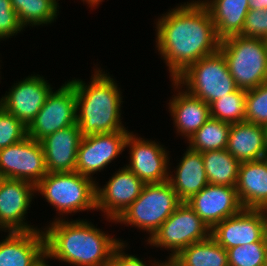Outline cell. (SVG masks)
Wrapping results in <instances>:
<instances>
[{
  "label": "cell",
  "instance_id": "1",
  "mask_svg": "<svg viewBox=\"0 0 267 266\" xmlns=\"http://www.w3.org/2000/svg\"><path fill=\"white\" fill-rule=\"evenodd\" d=\"M156 23V48L172 81L191 64L219 50L221 40L209 11L200 1L169 10Z\"/></svg>",
  "mask_w": 267,
  "mask_h": 266
},
{
  "label": "cell",
  "instance_id": "2",
  "mask_svg": "<svg viewBox=\"0 0 267 266\" xmlns=\"http://www.w3.org/2000/svg\"><path fill=\"white\" fill-rule=\"evenodd\" d=\"M45 229L46 258L74 266H109L122 243L82 219L68 222L58 217Z\"/></svg>",
  "mask_w": 267,
  "mask_h": 266
},
{
  "label": "cell",
  "instance_id": "3",
  "mask_svg": "<svg viewBox=\"0 0 267 266\" xmlns=\"http://www.w3.org/2000/svg\"><path fill=\"white\" fill-rule=\"evenodd\" d=\"M88 85L81 79L71 82L76 91V123L82 136L128 131L121 122L120 88L111 76L98 68Z\"/></svg>",
  "mask_w": 267,
  "mask_h": 266
},
{
  "label": "cell",
  "instance_id": "4",
  "mask_svg": "<svg viewBox=\"0 0 267 266\" xmlns=\"http://www.w3.org/2000/svg\"><path fill=\"white\" fill-rule=\"evenodd\" d=\"M219 50L238 89L248 91L267 82L266 40L235 35L221 40Z\"/></svg>",
  "mask_w": 267,
  "mask_h": 266
},
{
  "label": "cell",
  "instance_id": "5",
  "mask_svg": "<svg viewBox=\"0 0 267 266\" xmlns=\"http://www.w3.org/2000/svg\"><path fill=\"white\" fill-rule=\"evenodd\" d=\"M74 172H48L35 186L59 214L96 210V182Z\"/></svg>",
  "mask_w": 267,
  "mask_h": 266
},
{
  "label": "cell",
  "instance_id": "6",
  "mask_svg": "<svg viewBox=\"0 0 267 266\" xmlns=\"http://www.w3.org/2000/svg\"><path fill=\"white\" fill-rule=\"evenodd\" d=\"M174 81L208 105L238 89L220 50L188 66Z\"/></svg>",
  "mask_w": 267,
  "mask_h": 266
},
{
  "label": "cell",
  "instance_id": "7",
  "mask_svg": "<svg viewBox=\"0 0 267 266\" xmlns=\"http://www.w3.org/2000/svg\"><path fill=\"white\" fill-rule=\"evenodd\" d=\"M180 203L169 181L145 184L139 197L115 222L133 225L152 236Z\"/></svg>",
  "mask_w": 267,
  "mask_h": 266
},
{
  "label": "cell",
  "instance_id": "8",
  "mask_svg": "<svg viewBox=\"0 0 267 266\" xmlns=\"http://www.w3.org/2000/svg\"><path fill=\"white\" fill-rule=\"evenodd\" d=\"M210 236L208 225L186 202H181L147 241L155 247L169 249L172 252L169 258H174L182 249Z\"/></svg>",
  "mask_w": 267,
  "mask_h": 266
},
{
  "label": "cell",
  "instance_id": "9",
  "mask_svg": "<svg viewBox=\"0 0 267 266\" xmlns=\"http://www.w3.org/2000/svg\"><path fill=\"white\" fill-rule=\"evenodd\" d=\"M76 91L71 81L48 94L44 105L27 127V136L40 141L45 136L76 124Z\"/></svg>",
  "mask_w": 267,
  "mask_h": 266
},
{
  "label": "cell",
  "instance_id": "10",
  "mask_svg": "<svg viewBox=\"0 0 267 266\" xmlns=\"http://www.w3.org/2000/svg\"><path fill=\"white\" fill-rule=\"evenodd\" d=\"M48 174L40 141L28 136L0 149V177L18 179L35 186Z\"/></svg>",
  "mask_w": 267,
  "mask_h": 266
},
{
  "label": "cell",
  "instance_id": "11",
  "mask_svg": "<svg viewBox=\"0 0 267 266\" xmlns=\"http://www.w3.org/2000/svg\"><path fill=\"white\" fill-rule=\"evenodd\" d=\"M267 210L243 209L211 229V237L224 249L267 241Z\"/></svg>",
  "mask_w": 267,
  "mask_h": 266
},
{
  "label": "cell",
  "instance_id": "12",
  "mask_svg": "<svg viewBox=\"0 0 267 266\" xmlns=\"http://www.w3.org/2000/svg\"><path fill=\"white\" fill-rule=\"evenodd\" d=\"M129 131L83 136L77 151L75 171L91 177L124 151Z\"/></svg>",
  "mask_w": 267,
  "mask_h": 266
},
{
  "label": "cell",
  "instance_id": "13",
  "mask_svg": "<svg viewBox=\"0 0 267 266\" xmlns=\"http://www.w3.org/2000/svg\"><path fill=\"white\" fill-rule=\"evenodd\" d=\"M34 193L36 191L33 183L0 177V230L8 232L40 230L24 222Z\"/></svg>",
  "mask_w": 267,
  "mask_h": 266
},
{
  "label": "cell",
  "instance_id": "14",
  "mask_svg": "<svg viewBox=\"0 0 267 266\" xmlns=\"http://www.w3.org/2000/svg\"><path fill=\"white\" fill-rule=\"evenodd\" d=\"M145 183L126 166L114 173L108 183L96 184V209L102 210L109 221H116L139 197Z\"/></svg>",
  "mask_w": 267,
  "mask_h": 266
},
{
  "label": "cell",
  "instance_id": "15",
  "mask_svg": "<svg viewBox=\"0 0 267 266\" xmlns=\"http://www.w3.org/2000/svg\"><path fill=\"white\" fill-rule=\"evenodd\" d=\"M125 147H129L130 164L126 167L145 184L163 183L169 180L168 152L155 141L138 138L129 133Z\"/></svg>",
  "mask_w": 267,
  "mask_h": 266
},
{
  "label": "cell",
  "instance_id": "16",
  "mask_svg": "<svg viewBox=\"0 0 267 266\" xmlns=\"http://www.w3.org/2000/svg\"><path fill=\"white\" fill-rule=\"evenodd\" d=\"M43 78L35 74L28 76L15 83L8 94L0 99V106L26 127L34 120L53 89Z\"/></svg>",
  "mask_w": 267,
  "mask_h": 266
},
{
  "label": "cell",
  "instance_id": "17",
  "mask_svg": "<svg viewBox=\"0 0 267 266\" xmlns=\"http://www.w3.org/2000/svg\"><path fill=\"white\" fill-rule=\"evenodd\" d=\"M186 203L210 229L244 209L236 187L210 183L199 193L193 195Z\"/></svg>",
  "mask_w": 267,
  "mask_h": 266
},
{
  "label": "cell",
  "instance_id": "18",
  "mask_svg": "<svg viewBox=\"0 0 267 266\" xmlns=\"http://www.w3.org/2000/svg\"><path fill=\"white\" fill-rule=\"evenodd\" d=\"M8 234L0 241V266H42L46 262L43 230Z\"/></svg>",
  "mask_w": 267,
  "mask_h": 266
},
{
  "label": "cell",
  "instance_id": "19",
  "mask_svg": "<svg viewBox=\"0 0 267 266\" xmlns=\"http://www.w3.org/2000/svg\"><path fill=\"white\" fill-rule=\"evenodd\" d=\"M82 137L76 123L41 139L47 171L74 172Z\"/></svg>",
  "mask_w": 267,
  "mask_h": 266
},
{
  "label": "cell",
  "instance_id": "20",
  "mask_svg": "<svg viewBox=\"0 0 267 266\" xmlns=\"http://www.w3.org/2000/svg\"><path fill=\"white\" fill-rule=\"evenodd\" d=\"M178 89L177 95L169 101V111L173 117L178 134L187 137V140L197 132L210 118V106L203 100L180 91V85L173 80Z\"/></svg>",
  "mask_w": 267,
  "mask_h": 266
},
{
  "label": "cell",
  "instance_id": "21",
  "mask_svg": "<svg viewBox=\"0 0 267 266\" xmlns=\"http://www.w3.org/2000/svg\"><path fill=\"white\" fill-rule=\"evenodd\" d=\"M236 191L244 209L267 210V158L240 163Z\"/></svg>",
  "mask_w": 267,
  "mask_h": 266
},
{
  "label": "cell",
  "instance_id": "22",
  "mask_svg": "<svg viewBox=\"0 0 267 266\" xmlns=\"http://www.w3.org/2000/svg\"><path fill=\"white\" fill-rule=\"evenodd\" d=\"M226 150L240 163L266 158L264 126L247 121L231 124Z\"/></svg>",
  "mask_w": 267,
  "mask_h": 266
},
{
  "label": "cell",
  "instance_id": "23",
  "mask_svg": "<svg viewBox=\"0 0 267 266\" xmlns=\"http://www.w3.org/2000/svg\"><path fill=\"white\" fill-rule=\"evenodd\" d=\"M175 170V176L169 174L168 181L181 202L188 201L209 184L205 173L203 156L199 151L188 147Z\"/></svg>",
  "mask_w": 267,
  "mask_h": 266
},
{
  "label": "cell",
  "instance_id": "24",
  "mask_svg": "<svg viewBox=\"0 0 267 266\" xmlns=\"http://www.w3.org/2000/svg\"><path fill=\"white\" fill-rule=\"evenodd\" d=\"M209 11L220 40L240 35L248 11L249 0H204L200 1Z\"/></svg>",
  "mask_w": 267,
  "mask_h": 266
},
{
  "label": "cell",
  "instance_id": "25",
  "mask_svg": "<svg viewBox=\"0 0 267 266\" xmlns=\"http://www.w3.org/2000/svg\"><path fill=\"white\" fill-rule=\"evenodd\" d=\"M172 259L179 266H229L227 250L211 236L187 246Z\"/></svg>",
  "mask_w": 267,
  "mask_h": 266
},
{
  "label": "cell",
  "instance_id": "26",
  "mask_svg": "<svg viewBox=\"0 0 267 266\" xmlns=\"http://www.w3.org/2000/svg\"><path fill=\"white\" fill-rule=\"evenodd\" d=\"M208 183L236 187L240 162L226 149L202 153Z\"/></svg>",
  "mask_w": 267,
  "mask_h": 266
},
{
  "label": "cell",
  "instance_id": "27",
  "mask_svg": "<svg viewBox=\"0 0 267 266\" xmlns=\"http://www.w3.org/2000/svg\"><path fill=\"white\" fill-rule=\"evenodd\" d=\"M231 123L210 118L189 139V148L201 153L227 148Z\"/></svg>",
  "mask_w": 267,
  "mask_h": 266
},
{
  "label": "cell",
  "instance_id": "28",
  "mask_svg": "<svg viewBox=\"0 0 267 266\" xmlns=\"http://www.w3.org/2000/svg\"><path fill=\"white\" fill-rule=\"evenodd\" d=\"M246 94V90L237 89L213 101L209 105L211 118L231 124L245 121Z\"/></svg>",
  "mask_w": 267,
  "mask_h": 266
},
{
  "label": "cell",
  "instance_id": "29",
  "mask_svg": "<svg viewBox=\"0 0 267 266\" xmlns=\"http://www.w3.org/2000/svg\"><path fill=\"white\" fill-rule=\"evenodd\" d=\"M267 241L227 249L229 266H266Z\"/></svg>",
  "mask_w": 267,
  "mask_h": 266
},
{
  "label": "cell",
  "instance_id": "30",
  "mask_svg": "<svg viewBox=\"0 0 267 266\" xmlns=\"http://www.w3.org/2000/svg\"><path fill=\"white\" fill-rule=\"evenodd\" d=\"M245 121L263 126L267 125V82L247 91Z\"/></svg>",
  "mask_w": 267,
  "mask_h": 266
},
{
  "label": "cell",
  "instance_id": "31",
  "mask_svg": "<svg viewBox=\"0 0 267 266\" xmlns=\"http://www.w3.org/2000/svg\"><path fill=\"white\" fill-rule=\"evenodd\" d=\"M27 137V127L0 106V149Z\"/></svg>",
  "mask_w": 267,
  "mask_h": 266
},
{
  "label": "cell",
  "instance_id": "32",
  "mask_svg": "<svg viewBox=\"0 0 267 266\" xmlns=\"http://www.w3.org/2000/svg\"><path fill=\"white\" fill-rule=\"evenodd\" d=\"M57 0H27V25L52 23L57 18Z\"/></svg>",
  "mask_w": 267,
  "mask_h": 266
},
{
  "label": "cell",
  "instance_id": "33",
  "mask_svg": "<svg viewBox=\"0 0 267 266\" xmlns=\"http://www.w3.org/2000/svg\"><path fill=\"white\" fill-rule=\"evenodd\" d=\"M242 36L267 39V8L250 9L246 15Z\"/></svg>",
  "mask_w": 267,
  "mask_h": 266
},
{
  "label": "cell",
  "instance_id": "34",
  "mask_svg": "<svg viewBox=\"0 0 267 266\" xmlns=\"http://www.w3.org/2000/svg\"><path fill=\"white\" fill-rule=\"evenodd\" d=\"M10 0H0V39L9 38L23 30Z\"/></svg>",
  "mask_w": 267,
  "mask_h": 266
},
{
  "label": "cell",
  "instance_id": "35",
  "mask_svg": "<svg viewBox=\"0 0 267 266\" xmlns=\"http://www.w3.org/2000/svg\"><path fill=\"white\" fill-rule=\"evenodd\" d=\"M126 243H122L115 249L109 266H147L140 258L123 252Z\"/></svg>",
  "mask_w": 267,
  "mask_h": 266
},
{
  "label": "cell",
  "instance_id": "36",
  "mask_svg": "<svg viewBox=\"0 0 267 266\" xmlns=\"http://www.w3.org/2000/svg\"><path fill=\"white\" fill-rule=\"evenodd\" d=\"M12 8L17 12L21 25L27 26V0H10Z\"/></svg>",
  "mask_w": 267,
  "mask_h": 266
},
{
  "label": "cell",
  "instance_id": "37",
  "mask_svg": "<svg viewBox=\"0 0 267 266\" xmlns=\"http://www.w3.org/2000/svg\"><path fill=\"white\" fill-rule=\"evenodd\" d=\"M250 9L261 10L267 8V0H249Z\"/></svg>",
  "mask_w": 267,
  "mask_h": 266
},
{
  "label": "cell",
  "instance_id": "38",
  "mask_svg": "<svg viewBox=\"0 0 267 266\" xmlns=\"http://www.w3.org/2000/svg\"><path fill=\"white\" fill-rule=\"evenodd\" d=\"M155 262V263H154ZM152 264V266H179L172 258H168V261L163 262V263H159L154 261Z\"/></svg>",
  "mask_w": 267,
  "mask_h": 266
},
{
  "label": "cell",
  "instance_id": "39",
  "mask_svg": "<svg viewBox=\"0 0 267 266\" xmlns=\"http://www.w3.org/2000/svg\"><path fill=\"white\" fill-rule=\"evenodd\" d=\"M264 130H265V148L267 151V125H264Z\"/></svg>",
  "mask_w": 267,
  "mask_h": 266
},
{
  "label": "cell",
  "instance_id": "40",
  "mask_svg": "<svg viewBox=\"0 0 267 266\" xmlns=\"http://www.w3.org/2000/svg\"><path fill=\"white\" fill-rule=\"evenodd\" d=\"M42 266H50V265H48L47 262H45Z\"/></svg>",
  "mask_w": 267,
  "mask_h": 266
}]
</instances>
